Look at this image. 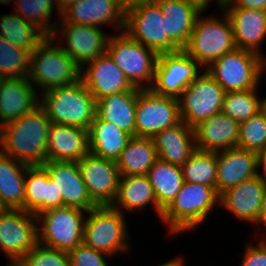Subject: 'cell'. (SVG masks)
I'll use <instances>...</instances> for the list:
<instances>
[{
  "label": "cell",
  "instance_id": "8",
  "mask_svg": "<svg viewBox=\"0 0 266 266\" xmlns=\"http://www.w3.org/2000/svg\"><path fill=\"white\" fill-rule=\"evenodd\" d=\"M106 53L134 87L150 89L158 60L155 51L135 41L125 31H121L111 33Z\"/></svg>",
  "mask_w": 266,
  "mask_h": 266
},
{
  "label": "cell",
  "instance_id": "36",
  "mask_svg": "<svg viewBox=\"0 0 266 266\" xmlns=\"http://www.w3.org/2000/svg\"><path fill=\"white\" fill-rule=\"evenodd\" d=\"M12 11L29 23L41 29L47 36H51L61 13L58 10L56 0H14ZM57 11L59 18L53 17ZM57 9V10H56ZM52 18L56 20L51 21ZM53 22V23H52Z\"/></svg>",
  "mask_w": 266,
  "mask_h": 266
},
{
  "label": "cell",
  "instance_id": "28",
  "mask_svg": "<svg viewBox=\"0 0 266 266\" xmlns=\"http://www.w3.org/2000/svg\"><path fill=\"white\" fill-rule=\"evenodd\" d=\"M159 4L169 38L183 49L189 41L198 16L204 11L186 0H156Z\"/></svg>",
  "mask_w": 266,
  "mask_h": 266
},
{
  "label": "cell",
  "instance_id": "47",
  "mask_svg": "<svg viewBox=\"0 0 266 266\" xmlns=\"http://www.w3.org/2000/svg\"><path fill=\"white\" fill-rule=\"evenodd\" d=\"M186 258L185 256L183 255L182 256V253L181 255H176L166 261H164L163 263H157L158 266H187V263H186Z\"/></svg>",
  "mask_w": 266,
  "mask_h": 266
},
{
  "label": "cell",
  "instance_id": "29",
  "mask_svg": "<svg viewBox=\"0 0 266 266\" xmlns=\"http://www.w3.org/2000/svg\"><path fill=\"white\" fill-rule=\"evenodd\" d=\"M153 141L158 158L182 166L196 150L194 130L184 121L158 132Z\"/></svg>",
  "mask_w": 266,
  "mask_h": 266
},
{
  "label": "cell",
  "instance_id": "19",
  "mask_svg": "<svg viewBox=\"0 0 266 266\" xmlns=\"http://www.w3.org/2000/svg\"><path fill=\"white\" fill-rule=\"evenodd\" d=\"M49 173L62 197L63 206L77 207L86 211L97 205L90 198L76 161H45L42 164Z\"/></svg>",
  "mask_w": 266,
  "mask_h": 266
},
{
  "label": "cell",
  "instance_id": "38",
  "mask_svg": "<svg viewBox=\"0 0 266 266\" xmlns=\"http://www.w3.org/2000/svg\"><path fill=\"white\" fill-rule=\"evenodd\" d=\"M259 88L261 87L244 91L225 92L222 112L238 123L258 114L261 109Z\"/></svg>",
  "mask_w": 266,
  "mask_h": 266
},
{
  "label": "cell",
  "instance_id": "3",
  "mask_svg": "<svg viewBox=\"0 0 266 266\" xmlns=\"http://www.w3.org/2000/svg\"><path fill=\"white\" fill-rule=\"evenodd\" d=\"M39 105L51 123L89 129L96 116V99L82 79L40 93Z\"/></svg>",
  "mask_w": 266,
  "mask_h": 266
},
{
  "label": "cell",
  "instance_id": "14",
  "mask_svg": "<svg viewBox=\"0 0 266 266\" xmlns=\"http://www.w3.org/2000/svg\"><path fill=\"white\" fill-rule=\"evenodd\" d=\"M181 121L178 99L138 89L135 136L153 138L158 132Z\"/></svg>",
  "mask_w": 266,
  "mask_h": 266
},
{
  "label": "cell",
  "instance_id": "40",
  "mask_svg": "<svg viewBox=\"0 0 266 266\" xmlns=\"http://www.w3.org/2000/svg\"><path fill=\"white\" fill-rule=\"evenodd\" d=\"M266 146V117L259 112L239 123L238 148L258 152Z\"/></svg>",
  "mask_w": 266,
  "mask_h": 266
},
{
  "label": "cell",
  "instance_id": "6",
  "mask_svg": "<svg viewBox=\"0 0 266 266\" xmlns=\"http://www.w3.org/2000/svg\"><path fill=\"white\" fill-rule=\"evenodd\" d=\"M128 217L111 206H97L87 211L83 244L108 254L113 259L132 251ZM128 253V254H127Z\"/></svg>",
  "mask_w": 266,
  "mask_h": 266
},
{
  "label": "cell",
  "instance_id": "24",
  "mask_svg": "<svg viewBox=\"0 0 266 266\" xmlns=\"http://www.w3.org/2000/svg\"><path fill=\"white\" fill-rule=\"evenodd\" d=\"M193 130L197 150L216 153L238 146L239 123L222 111L201 121Z\"/></svg>",
  "mask_w": 266,
  "mask_h": 266
},
{
  "label": "cell",
  "instance_id": "32",
  "mask_svg": "<svg viewBox=\"0 0 266 266\" xmlns=\"http://www.w3.org/2000/svg\"><path fill=\"white\" fill-rule=\"evenodd\" d=\"M132 136L97 116L88 129L89 151L95 156L116 161Z\"/></svg>",
  "mask_w": 266,
  "mask_h": 266
},
{
  "label": "cell",
  "instance_id": "45",
  "mask_svg": "<svg viewBox=\"0 0 266 266\" xmlns=\"http://www.w3.org/2000/svg\"><path fill=\"white\" fill-rule=\"evenodd\" d=\"M258 176L266 182V146L257 152Z\"/></svg>",
  "mask_w": 266,
  "mask_h": 266
},
{
  "label": "cell",
  "instance_id": "41",
  "mask_svg": "<svg viewBox=\"0 0 266 266\" xmlns=\"http://www.w3.org/2000/svg\"><path fill=\"white\" fill-rule=\"evenodd\" d=\"M18 266H70L68 252L37 243L17 263Z\"/></svg>",
  "mask_w": 266,
  "mask_h": 266
},
{
  "label": "cell",
  "instance_id": "7",
  "mask_svg": "<svg viewBox=\"0 0 266 266\" xmlns=\"http://www.w3.org/2000/svg\"><path fill=\"white\" fill-rule=\"evenodd\" d=\"M205 71L225 92L258 88L266 76L265 59L255 52L239 48L217 58Z\"/></svg>",
  "mask_w": 266,
  "mask_h": 266
},
{
  "label": "cell",
  "instance_id": "49",
  "mask_svg": "<svg viewBox=\"0 0 266 266\" xmlns=\"http://www.w3.org/2000/svg\"><path fill=\"white\" fill-rule=\"evenodd\" d=\"M122 5L125 9H128L134 5L140 3L156 2V0H121Z\"/></svg>",
  "mask_w": 266,
  "mask_h": 266
},
{
  "label": "cell",
  "instance_id": "23",
  "mask_svg": "<svg viewBox=\"0 0 266 266\" xmlns=\"http://www.w3.org/2000/svg\"><path fill=\"white\" fill-rule=\"evenodd\" d=\"M218 195L258 175L257 153L238 147L216 152Z\"/></svg>",
  "mask_w": 266,
  "mask_h": 266
},
{
  "label": "cell",
  "instance_id": "16",
  "mask_svg": "<svg viewBox=\"0 0 266 266\" xmlns=\"http://www.w3.org/2000/svg\"><path fill=\"white\" fill-rule=\"evenodd\" d=\"M87 192L97 206H111L120 180L116 161L86 154L77 161Z\"/></svg>",
  "mask_w": 266,
  "mask_h": 266
},
{
  "label": "cell",
  "instance_id": "5",
  "mask_svg": "<svg viewBox=\"0 0 266 266\" xmlns=\"http://www.w3.org/2000/svg\"><path fill=\"white\" fill-rule=\"evenodd\" d=\"M81 71L82 68L51 36L30 53L28 78L39 94L81 80Z\"/></svg>",
  "mask_w": 266,
  "mask_h": 266
},
{
  "label": "cell",
  "instance_id": "37",
  "mask_svg": "<svg viewBox=\"0 0 266 266\" xmlns=\"http://www.w3.org/2000/svg\"><path fill=\"white\" fill-rule=\"evenodd\" d=\"M181 168L184 181L216 188V153L196 149Z\"/></svg>",
  "mask_w": 266,
  "mask_h": 266
},
{
  "label": "cell",
  "instance_id": "52",
  "mask_svg": "<svg viewBox=\"0 0 266 266\" xmlns=\"http://www.w3.org/2000/svg\"><path fill=\"white\" fill-rule=\"evenodd\" d=\"M14 3V0H0V5L10 6Z\"/></svg>",
  "mask_w": 266,
  "mask_h": 266
},
{
  "label": "cell",
  "instance_id": "51",
  "mask_svg": "<svg viewBox=\"0 0 266 266\" xmlns=\"http://www.w3.org/2000/svg\"><path fill=\"white\" fill-rule=\"evenodd\" d=\"M262 96L263 95H260V112L266 117V95L263 97Z\"/></svg>",
  "mask_w": 266,
  "mask_h": 266
},
{
  "label": "cell",
  "instance_id": "26",
  "mask_svg": "<svg viewBox=\"0 0 266 266\" xmlns=\"http://www.w3.org/2000/svg\"><path fill=\"white\" fill-rule=\"evenodd\" d=\"M111 207L126 215L134 212L144 214V212L149 210L147 209L148 207H152L155 210L158 218L161 217L163 212L157 205L153 188L147 175L120 176L117 196Z\"/></svg>",
  "mask_w": 266,
  "mask_h": 266
},
{
  "label": "cell",
  "instance_id": "55",
  "mask_svg": "<svg viewBox=\"0 0 266 266\" xmlns=\"http://www.w3.org/2000/svg\"><path fill=\"white\" fill-rule=\"evenodd\" d=\"M4 78L2 77V75L0 74V83H1V81L3 80Z\"/></svg>",
  "mask_w": 266,
  "mask_h": 266
},
{
  "label": "cell",
  "instance_id": "31",
  "mask_svg": "<svg viewBox=\"0 0 266 266\" xmlns=\"http://www.w3.org/2000/svg\"><path fill=\"white\" fill-rule=\"evenodd\" d=\"M27 166L0 151V198L7 209L25 210Z\"/></svg>",
  "mask_w": 266,
  "mask_h": 266
},
{
  "label": "cell",
  "instance_id": "46",
  "mask_svg": "<svg viewBox=\"0 0 266 266\" xmlns=\"http://www.w3.org/2000/svg\"><path fill=\"white\" fill-rule=\"evenodd\" d=\"M186 1H189V2L196 4L197 6H199L204 11L205 10L209 11V9L211 8L210 4H213V5L216 4L215 7H217V9H218V8H221L224 0H186ZM212 1H214V2H212Z\"/></svg>",
  "mask_w": 266,
  "mask_h": 266
},
{
  "label": "cell",
  "instance_id": "15",
  "mask_svg": "<svg viewBox=\"0 0 266 266\" xmlns=\"http://www.w3.org/2000/svg\"><path fill=\"white\" fill-rule=\"evenodd\" d=\"M38 243L37 216L21 209L0 214V250L9 263L16 264Z\"/></svg>",
  "mask_w": 266,
  "mask_h": 266
},
{
  "label": "cell",
  "instance_id": "33",
  "mask_svg": "<svg viewBox=\"0 0 266 266\" xmlns=\"http://www.w3.org/2000/svg\"><path fill=\"white\" fill-rule=\"evenodd\" d=\"M157 159L153 138L132 136L116 164L121 176L146 175Z\"/></svg>",
  "mask_w": 266,
  "mask_h": 266
},
{
  "label": "cell",
  "instance_id": "43",
  "mask_svg": "<svg viewBox=\"0 0 266 266\" xmlns=\"http://www.w3.org/2000/svg\"><path fill=\"white\" fill-rule=\"evenodd\" d=\"M249 241L244 244V256L241 258L240 266H266V245L260 238L256 243L253 240Z\"/></svg>",
  "mask_w": 266,
  "mask_h": 266
},
{
  "label": "cell",
  "instance_id": "53",
  "mask_svg": "<svg viewBox=\"0 0 266 266\" xmlns=\"http://www.w3.org/2000/svg\"><path fill=\"white\" fill-rule=\"evenodd\" d=\"M7 210V208L5 207V205L2 203L1 198H0V214L5 212Z\"/></svg>",
  "mask_w": 266,
  "mask_h": 266
},
{
  "label": "cell",
  "instance_id": "56",
  "mask_svg": "<svg viewBox=\"0 0 266 266\" xmlns=\"http://www.w3.org/2000/svg\"><path fill=\"white\" fill-rule=\"evenodd\" d=\"M9 266H18L17 264H10Z\"/></svg>",
  "mask_w": 266,
  "mask_h": 266
},
{
  "label": "cell",
  "instance_id": "34",
  "mask_svg": "<svg viewBox=\"0 0 266 266\" xmlns=\"http://www.w3.org/2000/svg\"><path fill=\"white\" fill-rule=\"evenodd\" d=\"M146 175L152 185L157 205L164 211L182 187V168L158 158Z\"/></svg>",
  "mask_w": 266,
  "mask_h": 266
},
{
  "label": "cell",
  "instance_id": "1",
  "mask_svg": "<svg viewBox=\"0 0 266 266\" xmlns=\"http://www.w3.org/2000/svg\"><path fill=\"white\" fill-rule=\"evenodd\" d=\"M51 121L38 105L30 113L0 127V151L29 166L47 161Z\"/></svg>",
  "mask_w": 266,
  "mask_h": 266
},
{
  "label": "cell",
  "instance_id": "39",
  "mask_svg": "<svg viewBox=\"0 0 266 266\" xmlns=\"http://www.w3.org/2000/svg\"><path fill=\"white\" fill-rule=\"evenodd\" d=\"M30 52L0 37V74L3 78L28 77Z\"/></svg>",
  "mask_w": 266,
  "mask_h": 266
},
{
  "label": "cell",
  "instance_id": "21",
  "mask_svg": "<svg viewBox=\"0 0 266 266\" xmlns=\"http://www.w3.org/2000/svg\"><path fill=\"white\" fill-rule=\"evenodd\" d=\"M232 24L236 47L257 53L266 60V11L244 8H221ZM264 43V44H263Z\"/></svg>",
  "mask_w": 266,
  "mask_h": 266
},
{
  "label": "cell",
  "instance_id": "50",
  "mask_svg": "<svg viewBox=\"0 0 266 266\" xmlns=\"http://www.w3.org/2000/svg\"><path fill=\"white\" fill-rule=\"evenodd\" d=\"M79 0H56L58 10L62 13L66 8L78 2Z\"/></svg>",
  "mask_w": 266,
  "mask_h": 266
},
{
  "label": "cell",
  "instance_id": "4",
  "mask_svg": "<svg viewBox=\"0 0 266 266\" xmlns=\"http://www.w3.org/2000/svg\"><path fill=\"white\" fill-rule=\"evenodd\" d=\"M206 13L205 10L198 16L189 41L183 48L204 69L217 58L237 48L232 24L224 10L218 8L217 13H208V16Z\"/></svg>",
  "mask_w": 266,
  "mask_h": 266
},
{
  "label": "cell",
  "instance_id": "25",
  "mask_svg": "<svg viewBox=\"0 0 266 266\" xmlns=\"http://www.w3.org/2000/svg\"><path fill=\"white\" fill-rule=\"evenodd\" d=\"M89 151L88 129L51 123L48 133L47 161H79Z\"/></svg>",
  "mask_w": 266,
  "mask_h": 266
},
{
  "label": "cell",
  "instance_id": "27",
  "mask_svg": "<svg viewBox=\"0 0 266 266\" xmlns=\"http://www.w3.org/2000/svg\"><path fill=\"white\" fill-rule=\"evenodd\" d=\"M62 197L43 165L27 166L25 178V211L36 216L46 210L62 207Z\"/></svg>",
  "mask_w": 266,
  "mask_h": 266
},
{
  "label": "cell",
  "instance_id": "17",
  "mask_svg": "<svg viewBox=\"0 0 266 266\" xmlns=\"http://www.w3.org/2000/svg\"><path fill=\"white\" fill-rule=\"evenodd\" d=\"M265 194L266 182L257 175L221 193L219 206L238 220L259 228Z\"/></svg>",
  "mask_w": 266,
  "mask_h": 266
},
{
  "label": "cell",
  "instance_id": "11",
  "mask_svg": "<svg viewBox=\"0 0 266 266\" xmlns=\"http://www.w3.org/2000/svg\"><path fill=\"white\" fill-rule=\"evenodd\" d=\"M224 94V89L204 70L178 98L181 120L193 128L221 112Z\"/></svg>",
  "mask_w": 266,
  "mask_h": 266
},
{
  "label": "cell",
  "instance_id": "54",
  "mask_svg": "<svg viewBox=\"0 0 266 266\" xmlns=\"http://www.w3.org/2000/svg\"><path fill=\"white\" fill-rule=\"evenodd\" d=\"M261 235V241L266 245V232H262V233H260ZM263 234V235H262Z\"/></svg>",
  "mask_w": 266,
  "mask_h": 266
},
{
  "label": "cell",
  "instance_id": "13",
  "mask_svg": "<svg viewBox=\"0 0 266 266\" xmlns=\"http://www.w3.org/2000/svg\"><path fill=\"white\" fill-rule=\"evenodd\" d=\"M204 70L183 49L159 54L150 89L156 94L178 99L188 85Z\"/></svg>",
  "mask_w": 266,
  "mask_h": 266
},
{
  "label": "cell",
  "instance_id": "2",
  "mask_svg": "<svg viewBox=\"0 0 266 266\" xmlns=\"http://www.w3.org/2000/svg\"><path fill=\"white\" fill-rule=\"evenodd\" d=\"M217 207L220 209L215 187L184 181L174 200L162 212L160 222L166 225L168 235L174 237L198 232L196 229L209 220Z\"/></svg>",
  "mask_w": 266,
  "mask_h": 266
},
{
  "label": "cell",
  "instance_id": "42",
  "mask_svg": "<svg viewBox=\"0 0 266 266\" xmlns=\"http://www.w3.org/2000/svg\"><path fill=\"white\" fill-rule=\"evenodd\" d=\"M68 254L70 266H110V261L108 263L107 260L113 259L108 254L87 247L83 243L69 251Z\"/></svg>",
  "mask_w": 266,
  "mask_h": 266
},
{
  "label": "cell",
  "instance_id": "44",
  "mask_svg": "<svg viewBox=\"0 0 266 266\" xmlns=\"http://www.w3.org/2000/svg\"><path fill=\"white\" fill-rule=\"evenodd\" d=\"M221 8L259 9L266 11V0H224Z\"/></svg>",
  "mask_w": 266,
  "mask_h": 266
},
{
  "label": "cell",
  "instance_id": "22",
  "mask_svg": "<svg viewBox=\"0 0 266 266\" xmlns=\"http://www.w3.org/2000/svg\"><path fill=\"white\" fill-rule=\"evenodd\" d=\"M40 94L28 77L4 78L0 83V127L30 113Z\"/></svg>",
  "mask_w": 266,
  "mask_h": 266
},
{
  "label": "cell",
  "instance_id": "20",
  "mask_svg": "<svg viewBox=\"0 0 266 266\" xmlns=\"http://www.w3.org/2000/svg\"><path fill=\"white\" fill-rule=\"evenodd\" d=\"M81 79L96 100L107 95L139 89L131 84L107 53L87 63L82 68Z\"/></svg>",
  "mask_w": 266,
  "mask_h": 266
},
{
  "label": "cell",
  "instance_id": "35",
  "mask_svg": "<svg viewBox=\"0 0 266 266\" xmlns=\"http://www.w3.org/2000/svg\"><path fill=\"white\" fill-rule=\"evenodd\" d=\"M0 37L31 53L47 35L34 24L11 12L0 16Z\"/></svg>",
  "mask_w": 266,
  "mask_h": 266
},
{
  "label": "cell",
  "instance_id": "18",
  "mask_svg": "<svg viewBox=\"0 0 266 266\" xmlns=\"http://www.w3.org/2000/svg\"><path fill=\"white\" fill-rule=\"evenodd\" d=\"M126 9L121 0H79L61 13L65 23L86 26L109 27L124 31Z\"/></svg>",
  "mask_w": 266,
  "mask_h": 266
},
{
  "label": "cell",
  "instance_id": "30",
  "mask_svg": "<svg viewBox=\"0 0 266 266\" xmlns=\"http://www.w3.org/2000/svg\"><path fill=\"white\" fill-rule=\"evenodd\" d=\"M138 90H128L96 100V116L135 136Z\"/></svg>",
  "mask_w": 266,
  "mask_h": 266
},
{
  "label": "cell",
  "instance_id": "48",
  "mask_svg": "<svg viewBox=\"0 0 266 266\" xmlns=\"http://www.w3.org/2000/svg\"><path fill=\"white\" fill-rule=\"evenodd\" d=\"M259 230L261 231V233L266 232V194L262 204L261 216L259 221Z\"/></svg>",
  "mask_w": 266,
  "mask_h": 266
},
{
  "label": "cell",
  "instance_id": "10",
  "mask_svg": "<svg viewBox=\"0 0 266 266\" xmlns=\"http://www.w3.org/2000/svg\"><path fill=\"white\" fill-rule=\"evenodd\" d=\"M124 31L158 55L181 50L168 36L157 2L140 3L126 9Z\"/></svg>",
  "mask_w": 266,
  "mask_h": 266
},
{
  "label": "cell",
  "instance_id": "9",
  "mask_svg": "<svg viewBox=\"0 0 266 266\" xmlns=\"http://www.w3.org/2000/svg\"><path fill=\"white\" fill-rule=\"evenodd\" d=\"M86 216V210L70 206L38 214V243L65 252L75 249L83 242Z\"/></svg>",
  "mask_w": 266,
  "mask_h": 266
},
{
  "label": "cell",
  "instance_id": "12",
  "mask_svg": "<svg viewBox=\"0 0 266 266\" xmlns=\"http://www.w3.org/2000/svg\"><path fill=\"white\" fill-rule=\"evenodd\" d=\"M110 36L103 28L65 23L61 19L51 35L81 68L106 53Z\"/></svg>",
  "mask_w": 266,
  "mask_h": 266
}]
</instances>
